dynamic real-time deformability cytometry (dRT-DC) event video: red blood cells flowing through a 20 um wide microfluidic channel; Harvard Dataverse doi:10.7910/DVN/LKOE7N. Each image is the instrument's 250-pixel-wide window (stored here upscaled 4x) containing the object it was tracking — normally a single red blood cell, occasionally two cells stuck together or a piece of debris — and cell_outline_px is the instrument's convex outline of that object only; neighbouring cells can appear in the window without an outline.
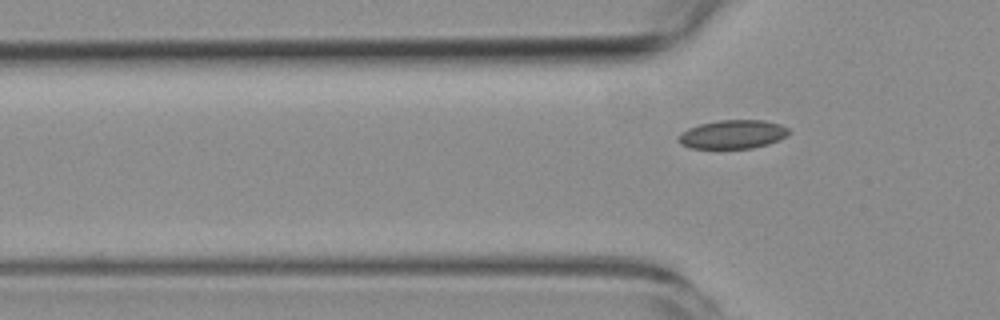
{"species": "common noctule bat (a hibernating species)", "species_latin": "Nyctalus noctula", "temperature_condition": "room temperature", "stored_images_in_passage": 7, "camera_frame_rate_fps": 3000, "um_per_image_px": 0.085, "animal": {"sex": "female", "body_mass_g": 19.3, "forearm_length_mm": 54.1}, "frame": {"image": 1, "passage_image": 7, "time_ms": 7.0, "image_size_px": [1000, 320], "cell_outline_px": [[792, 132], [768, 144], [752, 148], [692, 148], [680, 144], [676, 140], [688, 128], [700, 124], [720, 120], [764, 120], [780, 124], [788, 128]], "centroid_in_image_um": [62.29, 11.41], "position_along_channel_um": 63.5, "area_um2": 18.26}}